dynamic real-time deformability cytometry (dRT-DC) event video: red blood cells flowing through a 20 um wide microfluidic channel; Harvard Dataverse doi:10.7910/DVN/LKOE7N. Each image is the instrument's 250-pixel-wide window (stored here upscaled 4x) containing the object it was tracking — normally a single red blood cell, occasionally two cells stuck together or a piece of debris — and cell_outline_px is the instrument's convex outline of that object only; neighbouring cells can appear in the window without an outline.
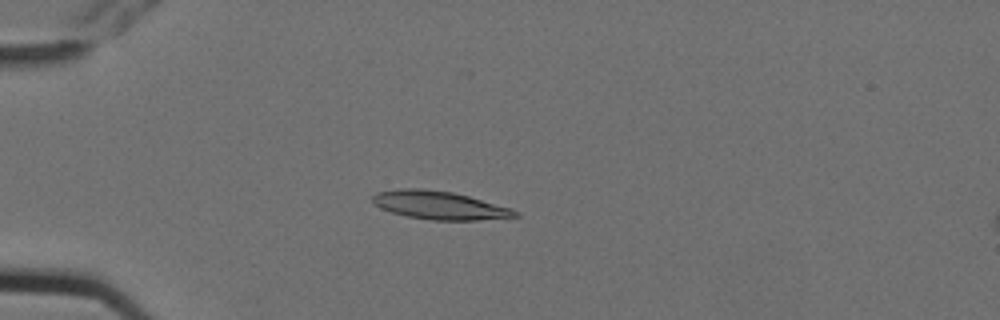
{"species": "Egyptian fruit bat (a non-hibernating species)", "species_latin": "Rousettus aegyptiacus", "temperature_condition": "cold", "stored_images_in_passage": 5, "camera_frame_rate_fps": 3000, "um_per_image_px": 0.085, "animal": {"sex": "female"}, "frame": {"image": 1, "passage_image": 5, "time_ms": 1.333, "image_size_px": [1000, 320], "cell_outline_px": [[520, 216], [476, 220], [432, 220], [408, 216], [392, 212], [380, 208], [372, 200], [372, 196], [376, 192], [400, 188], [424, 188], [452, 192], [468, 196], [512, 208], [520, 212]], "centroid_in_image_um": [37.36, 17.44], "position_along_channel_um": 47.6, "area_um2": 23.41}}